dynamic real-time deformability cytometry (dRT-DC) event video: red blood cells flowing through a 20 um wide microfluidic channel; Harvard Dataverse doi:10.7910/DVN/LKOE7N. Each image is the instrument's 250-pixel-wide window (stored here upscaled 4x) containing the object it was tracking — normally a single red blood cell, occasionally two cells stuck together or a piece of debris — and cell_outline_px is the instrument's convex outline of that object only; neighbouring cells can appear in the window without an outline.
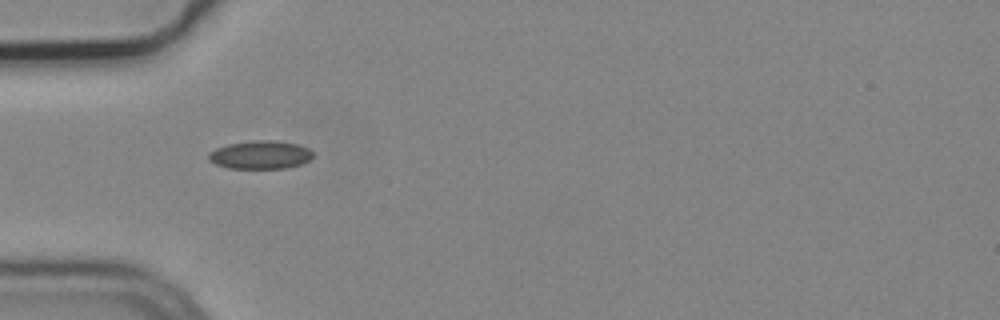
{"species": "common noctule bat (a hibernating species)", "species_latin": "Nyctalus noctula", "temperature_condition": "cold", "stored_images_in_passage": 2, "camera_frame_rate_fps": 3000, "um_per_image_px": 0.085, "animal": {"sex": "male", "body_mass_g": 19.2, "forearm_length_mm": 51.8}, "frame": {"image": 1, "passage_image": 1, "time_ms": 0.0, "image_size_px": [1000, 320], "cell_outline_px": [[312, 156], [308, 160], [300, 164], [288, 168], [228, 168], [216, 164], [208, 160], [208, 152], [216, 148], [228, 144], [252, 140], [276, 140], [296, 144], [308, 148], [312, 152]], "centroid_in_image_um": [22.09, 13.15], "position_along_channel_um": 62.9, "area_um2": 17.17}}
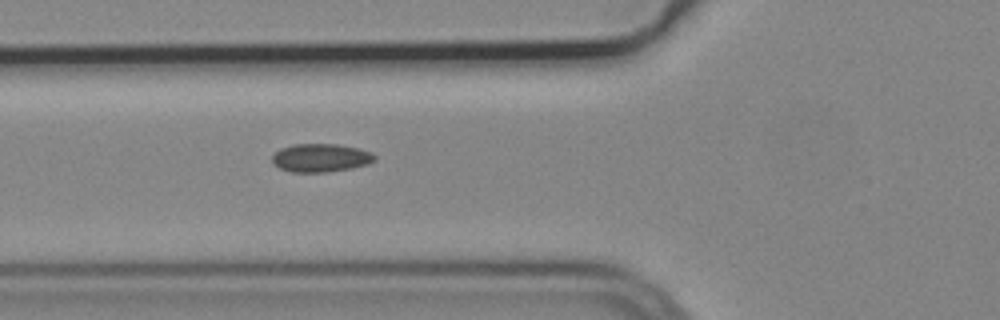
{"frame": {"image": 2, "passage_image": 2, "time_ms": 0.333, "image_size_px": [1000, 320], "cell_outline_px": [[376, 160], [368, 164], [352, 168], [328, 172], [292, 172], [280, 168], [272, 164], [272, 156], [280, 148], [292, 144], [336, 144], [360, 148], [372, 152], [376, 156]], "centroid_in_image_um": [27.27, 13.41], "position_along_channel_um": 98.5, "area_um2": 17.11}}